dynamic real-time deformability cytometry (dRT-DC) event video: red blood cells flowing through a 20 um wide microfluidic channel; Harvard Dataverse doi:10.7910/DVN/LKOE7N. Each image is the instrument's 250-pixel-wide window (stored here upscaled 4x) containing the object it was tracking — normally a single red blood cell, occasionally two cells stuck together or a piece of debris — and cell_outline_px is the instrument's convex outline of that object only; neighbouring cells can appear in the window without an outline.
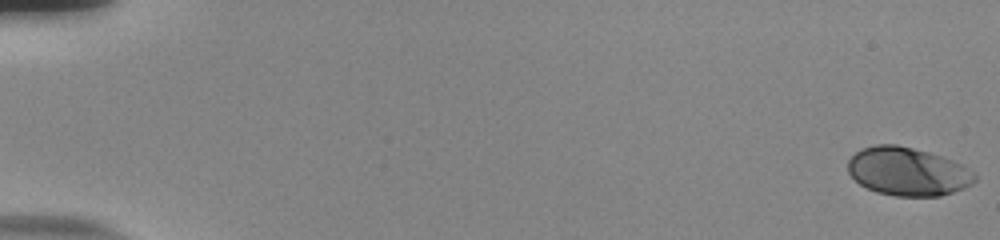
{"species": "human", "species_latin": "Homo sapiens", "temperature_condition": "room temperature", "stored_images_in_passage": 56, "camera_frame_rate_fps": 3000, "um_per_image_px": 0.085, "donor": {"sex": "male"}, "frame": {"image": 1, "passage_image": 1, "time_ms": 0.0, "image_size_px": [1000, 240], "cell_outline_px": [[976, 180], [972, 184], [964, 188], [940, 196], [896, 196], [876, 192], [860, 184], [848, 172], [848, 160], [856, 152], [864, 148], [876, 144], [896, 144], [928, 152], [952, 160], [960, 164], [972, 172], [976, 176]], "centroid_in_image_um": [77.14, 14.58], "position_along_channel_um": 7.9, "area_um2": 35.43}}
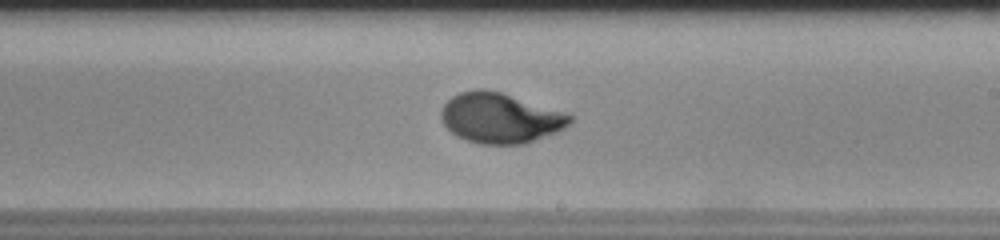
{"frame": {"image": 2, "passage_image": 35, "time_ms": 11.333, "image_size_px": [1000, 240], "cell_outline_px": [[572, 120], [564, 128], [556, 132], [524, 144], [480, 144], [456, 136], [444, 124], [440, 116], [440, 112], [444, 104], [452, 96], [460, 92], [476, 88], [484, 88], [500, 92], [564, 112], [572, 116]], "centroid_in_image_um": [42.48, 10.03], "position_along_channel_um": 246.5, "area_um2": 37.4}}
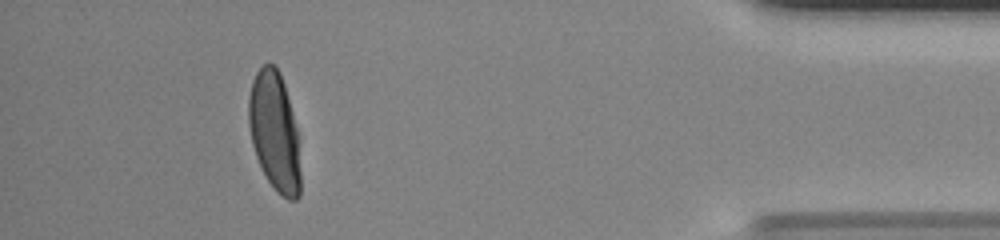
{"frame": {"image": 3, "passage_image": 52, "time_ms": 17.0, "image_size_px": [1000, 240], "cell_outline_px": [[300, 196], [296, 200], [288, 200], [276, 192], [268, 180], [256, 156], [252, 144], [248, 124], [248, 96], [252, 80], [256, 72], [264, 64], [272, 64], [280, 72], [284, 84], [292, 112], [296, 128], [300, 172]], "centroid_in_image_um": [23.32, 11.2], "position_along_channel_um": 411.9, "area_um2": 35.78}, "authors_computed_cell_mechanics": {"area_um2": 36.0383, "velocity_mm_per_s": 3.7507, "shape_relaxation_time_tau1_ms": 3.9301, "shape_relaxation_time_tau2_ms": null, "deformation_change_tau1": 0.1855, "deformation_change_tau2": null}}